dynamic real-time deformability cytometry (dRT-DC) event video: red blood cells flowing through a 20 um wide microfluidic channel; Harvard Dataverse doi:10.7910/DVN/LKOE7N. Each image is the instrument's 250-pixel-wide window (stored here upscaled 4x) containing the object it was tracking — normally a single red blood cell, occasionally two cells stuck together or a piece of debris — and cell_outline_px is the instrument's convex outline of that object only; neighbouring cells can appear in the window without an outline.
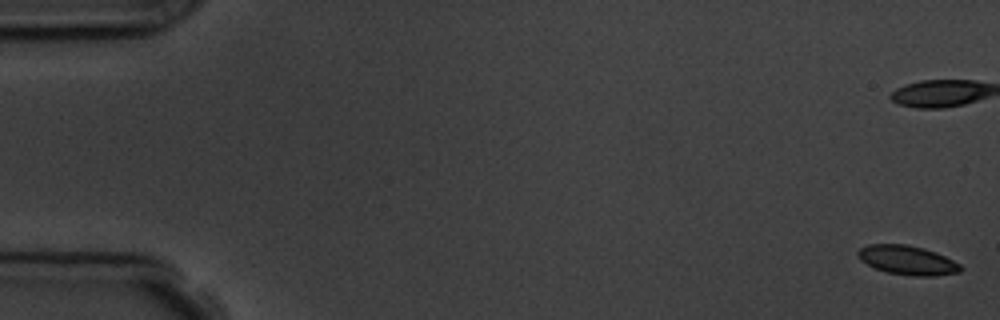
{"species": "common noctule bat (a hibernating species)", "species_latin": "Nyctalus noctula", "temperature_condition": "room temperature", "stored_images_in_passage": 6, "camera_frame_rate_fps": 3000, "um_per_image_px": 0.085, "animal": {"sex": "male", "body_mass_g": 19.5, "forearm_length_mm": 54.6}, "frame": {"image": 1, "passage_image": 1, "time_ms": 0.0, "image_size_px": [1000, 320], "cell_outline_px": [[964, 268], [960, 272], [932, 276], [916, 276], [888, 272], [876, 268], [860, 260], [856, 252], [860, 248], [868, 244], [904, 244], [924, 248], [936, 252], [960, 264]], "centroid_in_image_um": [77.14, 22.11], "position_along_channel_um": 7.9, "area_um2": 17.34}}
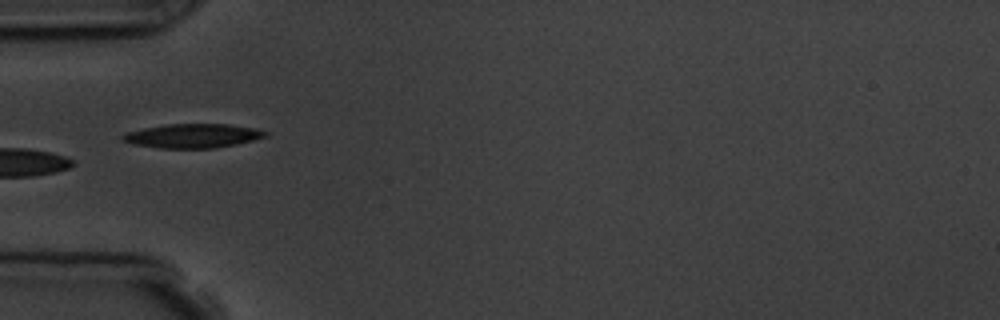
{"frame": {"image": 2, "passage_image": 6, "time_ms": 6.0, "image_size_px": [1000, 320], "cell_outline_px": [[268, 136], [236, 144], [216, 148], [160, 148], [136, 144], [120, 140], [120, 136], [124, 132], [144, 128], [168, 124], [228, 124], [256, 128], [268, 132]], "centroid_in_image_um": [16.37, 11.54], "position_along_channel_um": 68.6, "area_um2": 20.06}}